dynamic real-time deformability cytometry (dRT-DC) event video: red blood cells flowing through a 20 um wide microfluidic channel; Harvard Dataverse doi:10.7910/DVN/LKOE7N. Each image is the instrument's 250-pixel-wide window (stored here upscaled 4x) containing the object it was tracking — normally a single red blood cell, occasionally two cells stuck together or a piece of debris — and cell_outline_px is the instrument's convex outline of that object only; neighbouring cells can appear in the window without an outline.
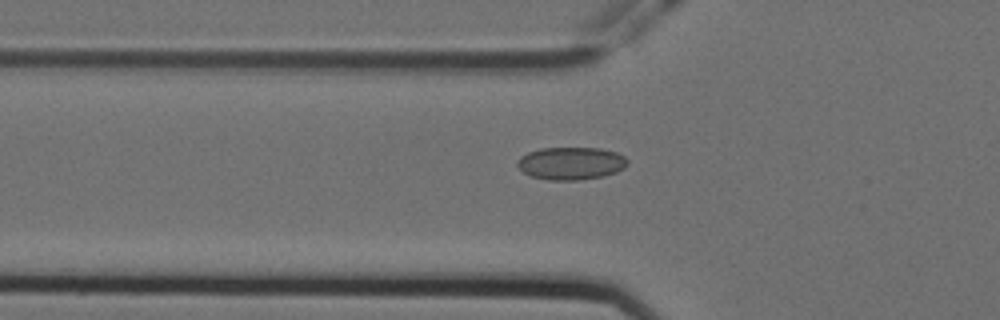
{"species": "Egyptian fruit bat (a non-hibernating species)", "species_latin": "Rousettus aegyptiacus", "temperature_condition": "cold", "stored_images_in_passage": 50, "camera_frame_rate_fps": 3000, "um_per_image_px": 0.085, "animal": {"sex": "female"}, "frame": {"image": 1, "passage_image": 18, "time_ms": 5.667, "image_size_px": [1000, 320], "cell_outline_px": [[628, 164], [624, 168], [616, 172], [604, 176], [580, 180], [548, 180], [532, 176], [524, 172], [516, 164], [516, 160], [520, 156], [528, 152], [540, 148], [600, 148], [616, 152], [624, 156], [628, 160]], "centroid_in_image_um": [48.54, 13.88], "position_along_channel_um": 77.3, "area_um2": 21.1}}
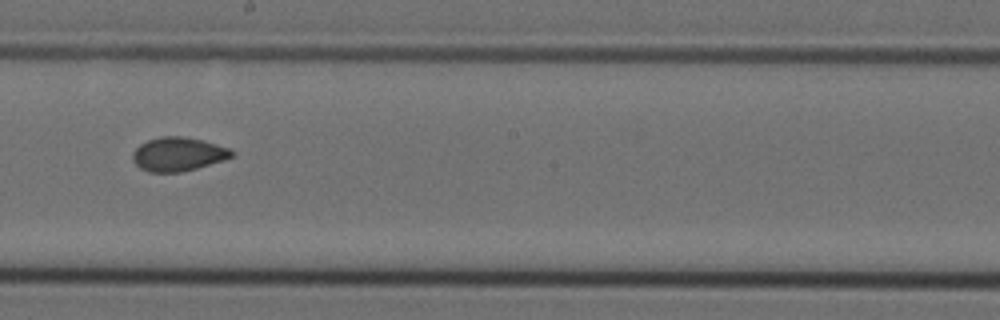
{"frame": {"image": 2, "passage_image": 31, "time_ms": 10.0, "image_size_px": [1000, 320], "cell_outline_px": [[236, 152], [232, 156], [224, 160], [196, 168], [180, 172], [148, 172], [140, 168], [132, 160], [132, 152], [140, 144], [148, 140], [160, 136], [184, 136], [232, 148]], "centroid_in_image_um": [15.14, 13.1], "position_along_channel_um": 233.1, "area_um2": 19.59}}
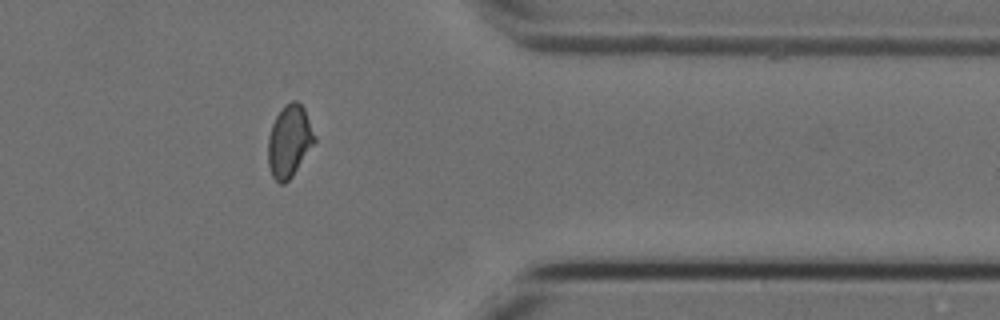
{"frame": {"image": 3, "passage_image": 45, "time_ms": 14.667, "image_size_px": [1000, 320], "cell_outline_px": [[316, 140], [292, 176], [284, 184], [280, 184], [272, 176], [268, 164], [268, 136], [272, 124], [276, 116], [284, 104], [292, 100], [296, 100], [304, 108], [316, 136]], "centroid_in_image_um": [24.58, 11.98], "position_along_channel_um": 386.8, "area_um2": 19.48}}